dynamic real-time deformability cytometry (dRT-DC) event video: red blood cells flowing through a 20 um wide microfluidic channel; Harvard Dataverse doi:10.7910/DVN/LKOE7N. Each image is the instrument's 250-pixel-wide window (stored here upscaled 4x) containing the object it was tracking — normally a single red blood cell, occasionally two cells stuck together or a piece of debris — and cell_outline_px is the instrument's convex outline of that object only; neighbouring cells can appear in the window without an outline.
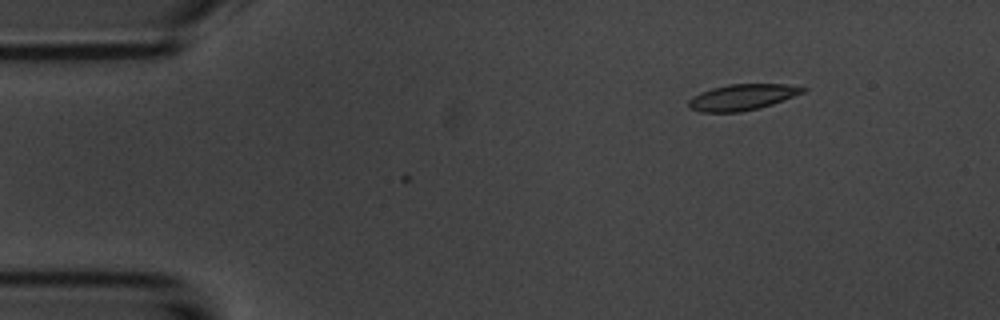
{"species": "common noctule bat (a hibernating species)", "species_latin": "Nyctalus noctula", "temperature_condition": "room temperature", "stored_images_in_passage": 4, "camera_frame_rate_fps": 3000, "um_per_image_px": 0.085, "animal": {"sex": "male", "body_mass_g": 20.1, "forearm_length_mm": 53.5}, "frame": {"image": 1, "passage_image": 4, "time_ms": 1.0, "image_size_px": [1000, 320], "cell_outline_px": [[808, 88], [804, 92], [772, 104], [760, 108], [740, 112], [700, 112], [688, 108], [688, 100], [692, 96], [700, 92], [712, 88], [728, 84], [788, 84]], "centroid_in_image_um": [63.05, 8.26], "position_along_channel_um": 21.9, "area_um2": 17.4}}